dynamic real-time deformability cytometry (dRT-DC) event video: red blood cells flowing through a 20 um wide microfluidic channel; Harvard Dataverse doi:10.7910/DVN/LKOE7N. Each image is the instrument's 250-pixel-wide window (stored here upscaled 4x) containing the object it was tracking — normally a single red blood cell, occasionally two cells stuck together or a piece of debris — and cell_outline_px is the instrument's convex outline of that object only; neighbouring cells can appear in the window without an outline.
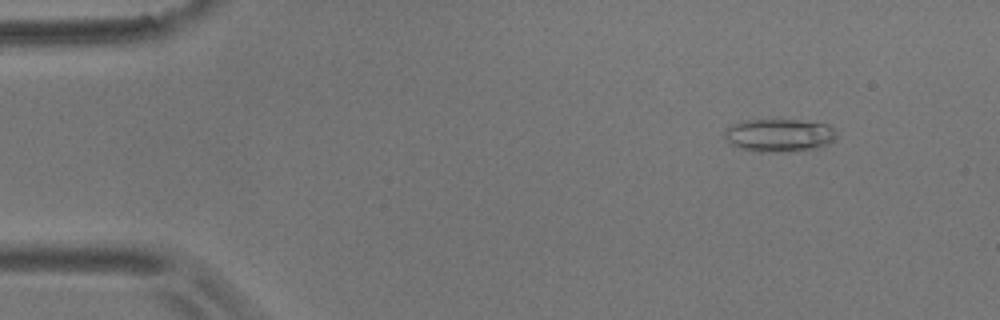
{"species": "common noctule bat (a hibernating species)", "species_latin": "Nyctalus noctula", "temperature_condition": "room temperature", "stored_images_in_passage": 54, "camera_frame_rate_fps": 3000, "um_per_image_px": 0.085, "animal": {"sex": "male", "body_mass_g": 17.9}, "frame": {"image": 1, "passage_image": 5, "time_ms": 1.333, "image_size_px": [1000, 320], "cell_outline_px": [[836, 140], [820, 148], [780, 152], [756, 152], [740, 148], [724, 140], [724, 128], [732, 124], [744, 120], [796, 120], [828, 124], [836, 132]], "centroid_in_image_um": [66.21, 11.5], "position_along_channel_um": 18.8, "area_um2": 21.79}}
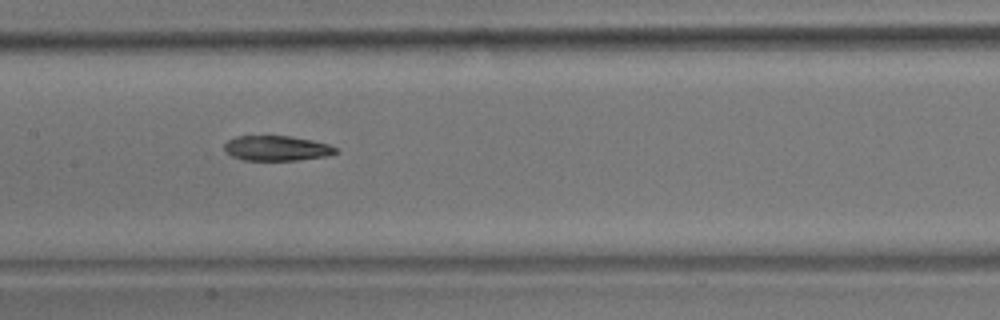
{"frame": {"image": 2, "passage_image": 26, "time_ms": 8.333, "image_size_px": [1000, 320], "cell_outline_px": [[340, 152], [328, 156], [296, 160], [244, 160], [232, 156], [224, 148], [224, 144], [228, 140], [236, 136], [292, 136], [312, 140], [328, 144], [336, 148]], "centroid_in_image_um": [23.55, 12.6], "position_along_channel_um": 183.9, "area_um2": 16.24}}
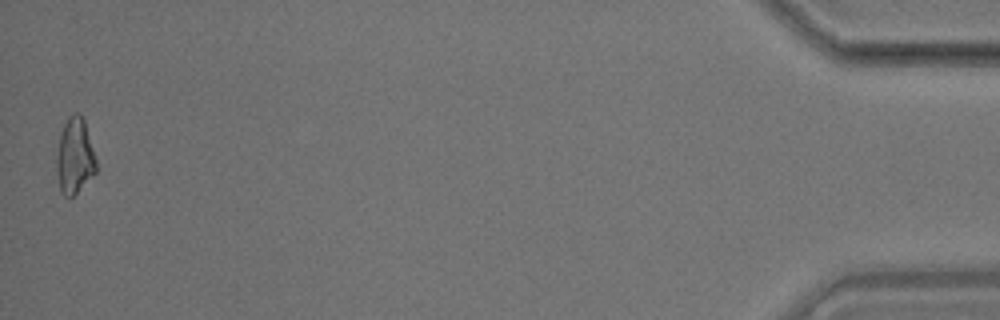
{"frame": {"image": 3, "passage_image": 54, "time_ms": 17.667, "image_size_px": [1000, 320], "cell_outline_px": [[96, 172], [72, 196], [64, 196], [60, 192], [56, 172], [56, 156], [60, 132], [68, 116], [76, 112], [80, 112], [84, 120], [96, 160]], "centroid_in_image_um": [6.32, 13.25], "position_along_channel_um": 428.9, "area_um2": 17.46}, "authors_computed_cell_mechanics": {"area_um2": 17.5712, "velocity_mm_per_s": 3.6086, "shape_relaxation_time_tau1_ms": 8.2775, "shape_relaxation_time_tau2_ms": 6.3668, "deformation_change_tau1": 0.2116, "deformation_change_tau2": 0.1689}}